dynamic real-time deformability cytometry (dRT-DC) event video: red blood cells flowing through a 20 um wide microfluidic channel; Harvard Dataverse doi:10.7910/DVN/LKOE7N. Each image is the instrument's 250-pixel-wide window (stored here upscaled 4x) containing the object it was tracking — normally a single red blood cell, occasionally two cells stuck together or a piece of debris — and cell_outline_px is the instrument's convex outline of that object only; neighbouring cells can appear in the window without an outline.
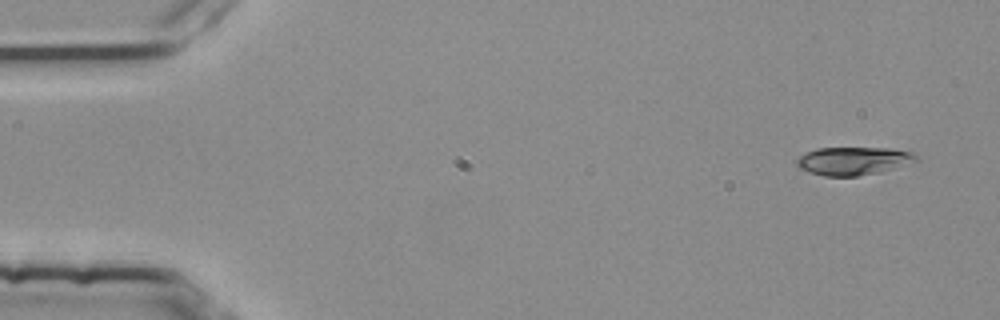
{"species": "common noctule bat (a hibernating species)", "species_latin": "Nyctalus noctula", "temperature_condition": "room temperature", "stored_images_in_passage": 4, "camera_frame_rate_fps": 3000, "um_per_image_px": 0.085, "animal": {"sex": "female", "body_mass_g": 25.1}, "frame": {"image": 1, "passage_image": 1, "time_ms": 0.0, "image_size_px": [1000, 320], "cell_outline_px": [[920, 160], [880, 172], [856, 176], [824, 176], [800, 168], [796, 164], [796, 160], [800, 156], [816, 148], [888, 148], [912, 152], [920, 156]], "centroid_in_image_um": [72.58, 13.67], "position_along_channel_um": 12.4, "area_um2": 19.42}}